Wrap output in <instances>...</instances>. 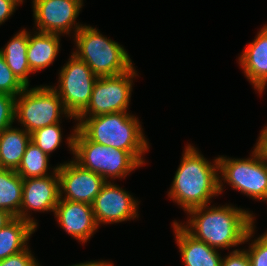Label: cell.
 <instances>
[{
	"instance_id": "obj_22",
	"label": "cell",
	"mask_w": 267,
	"mask_h": 266,
	"mask_svg": "<svg viewBox=\"0 0 267 266\" xmlns=\"http://www.w3.org/2000/svg\"><path fill=\"white\" fill-rule=\"evenodd\" d=\"M49 156L30 141L16 172L22 179L48 176Z\"/></svg>"
},
{
	"instance_id": "obj_11",
	"label": "cell",
	"mask_w": 267,
	"mask_h": 266,
	"mask_svg": "<svg viewBox=\"0 0 267 266\" xmlns=\"http://www.w3.org/2000/svg\"><path fill=\"white\" fill-rule=\"evenodd\" d=\"M60 199L92 204L107 182L99 174L83 168L74 160L57 166ZM63 193L65 197L63 198Z\"/></svg>"
},
{
	"instance_id": "obj_9",
	"label": "cell",
	"mask_w": 267,
	"mask_h": 266,
	"mask_svg": "<svg viewBox=\"0 0 267 266\" xmlns=\"http://www.w3.org/2000/svg\"><path fill=\"white\" fill-rule=\"evenodd\" d=\"M136 74L133 67L120 75L98 77L90 102L78 117L127 112L132 92V79L137 76Z\"/></svg>"
},
{
	"instance_id": "obj_17",
	"label": "cell",
	"mask_w": 267,
	"mask_h": 266,
	"mask_svg": "<svg viewBox=\"0 0 267 266\" xmlns=\"http://www.w3.org/2000/svg\"><path fill=\"white\" fill-rule=\"evenodd\" d=\"M29 32L27 59L33 73L48 67L55 60L60 47V34Z\"/></svg>"
},
{
	"instance_id": "obj_4",
	"label": "cell",
	"mask_w": 267,
	"mask_h": 266,
	"mask_svg": "<svg viewBox=\"0 0 267 266\" xmlns=\"http://www.w3.org/2000/svg\"><path fill=\"white\" fill-rule=\"evenodd\" d=\"M67 144L72 151L74 161L85 169L107 178H124L141 164L128 152L111 146H104L89 140L75 126L67 138Z\"/></svg>"
},
{
	"instance_id": "obj_25",
	"label": "cell",
	"mask_w": 267,
	"mask_h": 266,
	"mask_svg": "<svg viewBox=\"0 0 267 266\" xmlns=\"http://www.w3.org/2000/svg\"><path fill=\"white\" fill-rule=\"evenodd\" d=\"M246 252L251 266H267V231L254 240Z\"/></svg>"
},
{
	"instance_id": "obj_6",
	"label": "cell",
	"mask_w": 267,
	"mask_h": 266,
	"mask_svg": "<svg viewBox=\"0 0 267 266\" xmlns=\"http://www.w3.org/2000/svg\"><path fill=\"white\" fill-rule=\"evenodd\" d=\"M18 97V98H17ZM15 101V119L31 134L37 129L60 122V115H69L62 100L54 88L40 86L29 89L26 87Z\"/></svg>"
},
{
	"instance_id": "obj_30",
	"label": "cell",
	"mask_w": 267,
	"mask_h": 266,
	"mask_svg": "<svg viewBox=\"0 0 267 266\" xmlns=\"http://www.w3.org/2000/svg\"><path fill=\"white\" fill-rule=\"evenodd\" d=\"M17 5L15 0H0V25L13 14Z\"/></svg>"
},
{
	"instance_id": "obj_12",
	"label": "cell",
	"mask_w": 267,
	"mask_h": 266,
	"mask_svg": "<svg viewBox=\"0 0 267 266\" xmlns=\"http://www.w3.org/2000/svg\"><path fill=\"white\" fill-rule=\"evenodd\" d=\"M60 199L59 177L57 167L52 175L23 179L22 204L19 218L28 221L37 228V222L30 218V211L55 212ZM25 209V210H24Z\"/></svg>"
},
{
	"instance_id": "obj_1",
	"label": "cell",
	"mask_w": 267,
	"mask_h": 266,
	"mask_svg": "<svg viewBox=\"0 0 267 266\" xmlns=\"http://www.w3.org/2000/svg\"><path fill=\"white\" fill-rule=\"evenodd\" d=\"M190 235L217 249L230 248L249 241L254 232V217L249 211L229 206L196 207L187 211Z\"/></svg>"
},
{
	"instance_id": "obj_28",
	"label": "cell",
	"mask_w": 267,
	"mask_h": 266,
	"mask_svg": "<svg viewBox=\"0 0 267 266\" xmlns=\"http://www.w3.org/2000/svg\"><path fill=\"white\" fill-rule=\"evenodd\" d=\"M221 266H251L246 250H234L222 259Z\"/></svg>"
},
{
	"instance_id": "obj_27",
	"label": "cell",
	"mask_w": 267,
	"mask_h": 266,
	"mask_svg": "<svg viewBox=\"0 0 267 266\" xmlns=\"http://www.w3.org/2000/svg\"><path fill=\"white\" fill-rule=\"evenodd\" d=\"M0 266H40L29 248L0 260Z\"/></svg>"
},
{
	"instance_id": "obj_5",
	"label": "cell",
	"mask_w": 267,
	"mask_h": 266,
	"mask_svg": "<svg viewBox=\"0 0 267 266\" xmlns=\"http://www.w3.org/2000/svg\"><path fill=\"white\" fill-rule=\"evenodd\" d=\"M74 35L77 50L73 54L85 61L97 77L116 76L133 68L127 51L98 29L83 25Z\"/></svg>"
},
{
	"instance_id": "obj_29",
	"label": "cell",
	"mask_w": 267,
	"mask_h": 266,
	"mask_svg": "<svg viewBox=\"0 0 267 266\" xmlns=\"http://www.w3.org/2000/svg\"><path fill=\"white\" fill-rule=\"evenodd\" d=\"M254 150L258 153L261 160L267 164V126L262 129Z\"/></svg>"
},
{
	"instance_id": "obj_15",
	"label": "cell",
	"mask_w": 267,
	"mask_h": 266,
	"mask_svg": "<svg viewBox=\"0 0 267 266\" xmlns=\"http://www.w3.org/2000/svg\"><path fill=\"white\" fill-rule=\"evenodd\" d=\"M255 38L240 55L239 64L253 87L262 93L267 84V25Z\"/></svg>"
},
{
	"instance_id": "obj_26",
	"label": "cell",
	"mask_w": 267,
	"mask_h": 266,
	"mask_svg": "<svg viewBox=\"0 0 267 266\" xmlns=\"http://www.w3.org/2000/svg\"><path fill=\"white\" fill-rule=\"evenodd\" d=\"M16 97L0 93V133L15 121Z\"/></svg>"
},
{
	"instance_id": "obj_13",
	"label": "cell",
	"mask_w": 267,
	"mask_h": 266,
	"mask_svg": "<svg viewBox=\"0 0 267 266\" xmlns=\"http://www.w3.org/2000/svg\"><path fill=\"white\" fill-rule=\"evenodd\" d=\"M137 202L127 191L107 181L91 204L97 225L119 223L138 217Z\"/></svg>"
},
{
	"instance_id": "obj_19",
	"label": "cell",
	"mask_w": 267,
	"mask_h": 266,
	"mask_svg": "<svg viewBox=\"0 0 267 266\" xmlns=\"http://www.w3.org/2000/svg\"><path fill=\"white\" fill-rule=\"evenodd\" d=\"M36 227L26 220L14 217L0 229V260L28 248L27 241Z\"/></svg>"
},
{
	"instance_id": "obj_23",
	"label": "cell",
	"mask_w": 267,
	"mask_h": 266,
	"mask_svg": "<svg viewBox=\"0 0 267 266\" xmlns=\"http://www.w3.org/2000/svg\"><path fill=\"white\" fill-rule=\"evenodd\" d=\"M31 141L49 156L62 142L60 124L56 123L37 129L31 133Z\"/></svg>"
},
{
	"instance_id": "obj_34",
	"label": "cell",
	"mask_w": 267,
	"mask_h": 266,
	"mask_svg": "<svg viewBox=\"0 0 267 266\" xmlns=\"http://www.w3.org/2000/svg\"><path fill=\"white\" fill-rule=\"evenodd\" d=\"M3 169L2 168V161H1V157H0V170Z\"/></svg>"
},
{
	"instance_id": "obj_31",
	"label": "cell",
	"mask_w": 267,
	"mask_h": 266,
	"mask_svg": "<svg viewBox=\"0 0 267 266\" xmlns=\"http://www.w3.org/2000/svg\"><path fill=\"white\" fill-rule=\"evenodd\" d=\"M14 217L7 211L0 209V229L8 224Z\"/></svg>"
},
{
	"instance_id": "obj_10",
	"label": "cell",
	"mask_w": 267,
	"mask_h": 266,
	"mask_svg": "<svg viewBox=\"0 0 267 266\" xmlns=\"http://www.w3.org/2000/svg\"><path fill=\"white\" fill-rule=\"evenodd\" d=\"M32 3L33 16L39 32L69 35L73 26L75 33L83 27L75 24L83 0H33Z\"/></svg>"
},
{
	"instance_id": "obj_21",
	"label": "cell",
	"mask_w": 267,
	"mask_h": 266,
	"mask_svg": "<svg viewBox=\"0 0 267 266\" xmlns=\"http://www.w3.org/2000/svg\"><path fill=\"white\" fill-rule=\"evenodd\" d=\"M23 179L9 169L0 170V209L19 218L22 204Z\"/></svg>"
},
{
	"instance_id": "obj_33",
	"label": "cell",
	"mask_w": 267,
	"mask_h": 266,
	"mask_svg": "<svg viewBox=\"0 0 267 266\" xmlns=\"http://www.w3.org/2000/svg\"><path fill=\"white\" fill-rule=\"evenodd\" d=\"M18 4L23 3V0H15Z\"/></svg>"
},
{
	"instance_id": "obj_8",
	"label": "cell",
	"mask_w": 267,
	"mask_h": 266,
	"mask_svg": "<svg viewBox=\"0 0 267 266\" xmlns=\"http://www.w3.org/2000/svg\"><path fill=\"white\" fill-rule=\"evenodd\" d=\"M252 158L218 157V173L233 189L254 200L267 201V164L252 151Z\"/></svg>"
},
{
	"instance_id": "obj_32",
	"label": "cell",
	"mask_w": 267,
	"mask_h": 266,
	"mask_svg": "<svg viewBox=\"0 0 267 266\" xmlns=\"http://www.w3.org/2000/svg\"><path fill=\"white\" fill-rule=\"evenodd\" d=\"M71 266H114V265L110 262L94 260V261H90V262L88 261V262L79 263V264H75Z\"/></svg>"
},
{
	"instance_id": "obj_14",
	"label": "cell",
	"mask_w": 267,
	"mask_h": 266,
	"mask_svg": "<svg viewBox=\"0 0 267 266\" xmlns=\"http://www.w3.org/2000/svg\"><path fill=\"white\" fill-rule=\"evenodd\" d=\"M54 213L61 227L79 242H87L98 228L91 204L59 199Z\"/></svg>"
},
{
	"instance_id": "obj_7",
	"label": "cell",
	"mask_w": 267,
	"mask_h": 266,
	"mask_svg": "<svg viewBox=\"0 0 267 266\" xmlns=\"http://www.w3.org/2000/svg\"><path fill=\"white\" fill-rule=\"evenodd\" d=\"M97 79L86 62L72 53L59 73V86L52 88L62 100L68 114L77 118L89 104Z\"/></svg>"
},
{
	"instance_id": "obj_3",
	"label": "cell",
	"mask_w": 267,
	"mask_h": 266,
	"mask_svg": "<svg viewBox=\"0 0 267 266\" xmlns=\"http://www.w3.org/2000/svg\"><path fill=\"white\" fill-rule=\"evenodd\" d=\"M77 128L91 141L128 151L141 165L148 142L138 118L127 112L77 117Z\"/></svg>"
},
{
	"instance_id": "obj_24",
	"label": "cell",
	"mask_w": 267,
	"mask_h": 266,
	"mask_svg": "<svg viewBox=\"0 0 267 266\" xmlns=\"http://www.w3.org/2000/svg\"><path fill=\"white\" fill-rule=\"evenodd\" d=\"M25 88L7 66L0 52V93L17 97Z\"/></svg>"
},
{
	"instance_id": "obj_2",
	"label": "cell",
	"mask_w": 267,
	"mask_h": 266,
	"mask_svg": "<svg viewBox=\"0 0 267 266\" xmlns=\"http://www.w3.org/2000/svg\"><path fill=\"white\" fill-rule=\"evenodd\" d=\"M182 156L168 196L187 212L209 204L211 198L219 195L224 188L218 175V158L213 164L190 144Z\"/></svg>"
},
{
	"instance_id": "obj_18",
	"label": "cell",
	"mask_w": 267,
	"mask_h": 266,
	"mask_svg": "<svg viewBox=\"0 0 267 266\" xmlns=\"http://www.w3.org/2000/svg\"><path fill=\"white\" fill-rule=\"evenodd\" d=\"M28 40L29 32L23 29L0 49L7 66L25 87L29 86L28 75L33 73L27 59Z\"/></svg>"
},
{
	"instance_id": "obj_20",
	"label": "cell",
	"mask_w": 267,
	"mask_h": 266,
	"mask_svg": "<svg viewBox=\"0 0 267 266\" xmlns=\"http://www.w3.org/2000/svg\"><path fill=\"white\" fill-rule=\"evenodd\" d=\"M30 141L31 134L25 129L13 128V126L4 129L0 133L2 168L16 171Z\"/></svg>"
},
{
	"instance_id": "obj_16",
	"label": "cell",
	"mask_w": 267,
	"mask_h": 266,
	"mask_svg": "<svg viewBox=\"0 0 267 266\" xmlns=\"http://www.w3.org/2000/svg\"><path fill=\"white\" fill-rule=\"evenodd\" d=\"M182 225L173 222L176 243L185 266H221L222 258L218 251L190 235Z\"/></svg>"
}]
</instances>
